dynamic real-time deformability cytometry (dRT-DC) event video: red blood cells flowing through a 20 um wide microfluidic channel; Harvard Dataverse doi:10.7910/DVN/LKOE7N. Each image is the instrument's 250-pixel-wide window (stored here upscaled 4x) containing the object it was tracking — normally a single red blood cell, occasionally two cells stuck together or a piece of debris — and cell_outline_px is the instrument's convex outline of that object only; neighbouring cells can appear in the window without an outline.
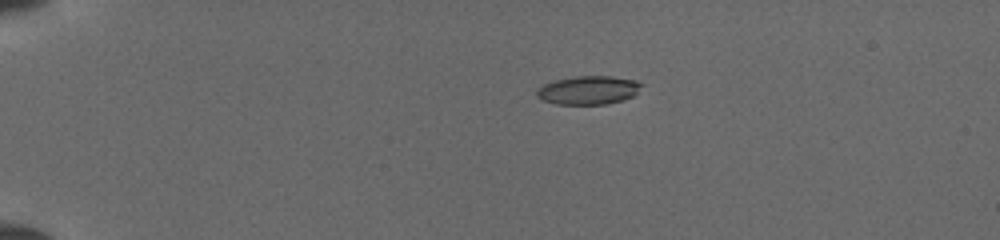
{"species": "common noctule bat (a hibernating species)", "species_latin": "Nyctalus noctula", "temperature_condition": "cold", "stored_images_in_passage": 31, "camera_frame_rate_fps": 3000, "um_per_image_px": 0.085, "animal": {"sex": "female", "body_mass_g": 19.5, "forearm_length_mm": 54.1}, "frame": {"image": 1, "passage_image": 1, "time_ms": 0.0, "image_size_px": [1000, 240], "cell_outline_px": [[644, 84], [632, 96], [624, 100], [604, 104], [556, 104], [540, 100], [536, 96], [536, 92], [544, 84], [556, 80], [576, 76], [612, 76], [636, 80]], "centroid_in_image_um": [50.01, 7.66], "position_along_channel_um": 35.0, "area_um2": 17.4}}
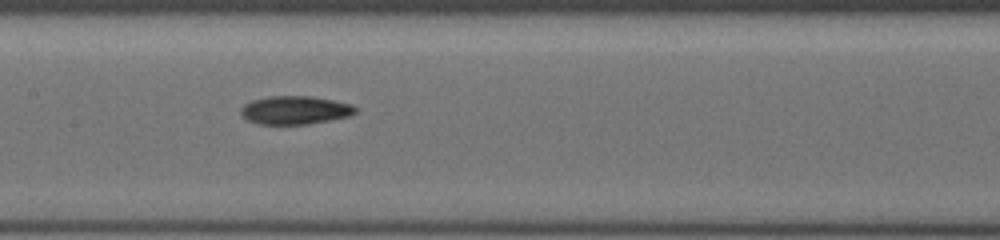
{"frame": {"image": 2, "passage_image": 17, "time_ms": 5.333, "image_size_px": [1000, 240], "cell_outline_px": [[360, 108], [356, 112], [348, 116], [308, 124], [256, 124], [240, 116], [240, 108], [244, 104], [252, 100], [272, 96], [308, 96], [332, 100], [352, 104]], "centroid_in_image_um": [25.05, 9.36], "position_along_channel_um": 182.3, "area_um2": 18.96}}
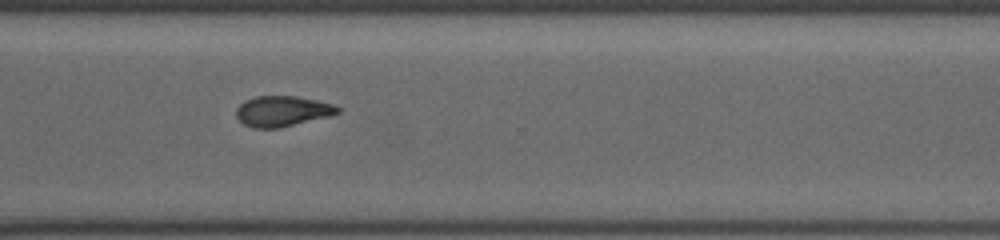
{"frame": {"image": 3, "passage_image": 30, "time_ms": 9.333, "image_size_px": [1000, 240], "cell_outline_px": [[340, 112], [332, 116], [280, 128], [252, 128], [244, 124], [236, 116], [236, 108], [244, 100], [256, 96], [296, 96], [316, 100], [332, 104], [340, 108]], "centroid_in_image_um": [24.0, 9.45], "position_along_channel_um": 346.6, "area_um2": 18.21}}